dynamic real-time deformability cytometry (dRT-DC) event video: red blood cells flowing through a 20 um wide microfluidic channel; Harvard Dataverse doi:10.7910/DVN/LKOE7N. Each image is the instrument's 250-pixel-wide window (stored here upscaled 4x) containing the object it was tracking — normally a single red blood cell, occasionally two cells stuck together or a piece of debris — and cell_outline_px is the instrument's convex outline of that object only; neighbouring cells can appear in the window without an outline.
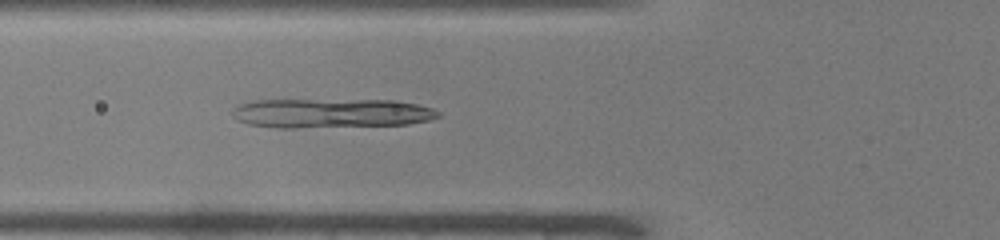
{"species": "common noctule bat (a hibernating species)", "species_latin": "Nyctalus noctula", "temperature_condition": "warm", "stored_images_in_passage": 50, "camera_frame_rate_fps": 3000, "um_per_image_px": 0.085, "animal": {"sex": "male", "body_mass_g": 19.0, "forearm_length_mm": 50.8}, "frame": {"image": 1, "passage_image": 19, "time_ms": 6.0, "image_size_px": [1000, 240], "cell_outline_px": [[440, 116], [428, 120], [408, 124], [296, 128], [276, 128], [248, 124], [236, 120], [232, 116], [232, 108], [240, 104], [256, 100], [392, 100], [416, 104], [432, 108], [440, 112]], "centroid_in_image_um": [28.1, 9.62], "position_along_channel_um": 97.7, "area_um2": 35.32}}
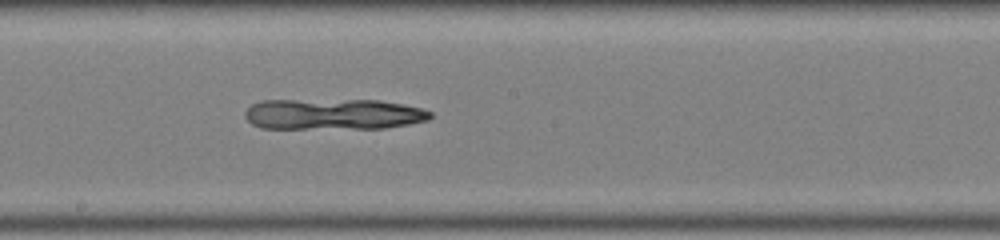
{"frame": {"image": 2, "passage_image": 28, "time_ms": 9.0, "image_size_px": [1000, 240], "cell_outline_px": [[432, 116], [428, 120], [408, 124], [384, 128], [260, 128], [252, 124], [244, 116], [244, 112], [252, 104], [264, 100], [380, 100], [420, 108], [432, 112]], "centroid_in_image_um": [28.3, 9.7], "position_along_channel_um": 219.9, "area_um2": 33.29}}
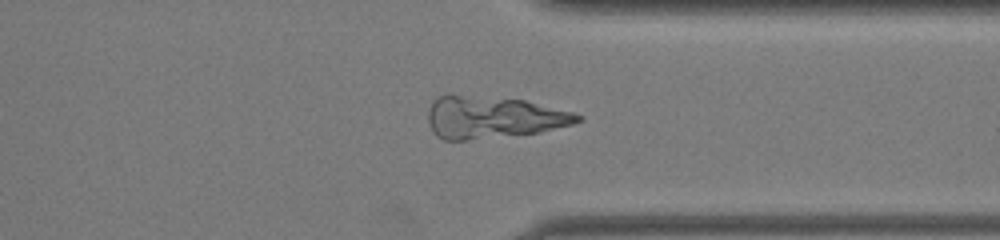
{"frame": {"image": 3, "passage_image": 39, "time_ms": 12.667, "image_size_px": [1000, 240], "cell_outline_px": [[584, 120], [572, 124], [540, 132], [468, 140], [444, 140], [436, 136], [428, 120], [428, 108], [432, 100], [436, 96], [448, 92], [524, 100], [572, 112], [584, 116]], "centroid_in_image_um": [41.85, 9.94], "position_along_channel_um": 369.6, "area_um2": 37.22}}